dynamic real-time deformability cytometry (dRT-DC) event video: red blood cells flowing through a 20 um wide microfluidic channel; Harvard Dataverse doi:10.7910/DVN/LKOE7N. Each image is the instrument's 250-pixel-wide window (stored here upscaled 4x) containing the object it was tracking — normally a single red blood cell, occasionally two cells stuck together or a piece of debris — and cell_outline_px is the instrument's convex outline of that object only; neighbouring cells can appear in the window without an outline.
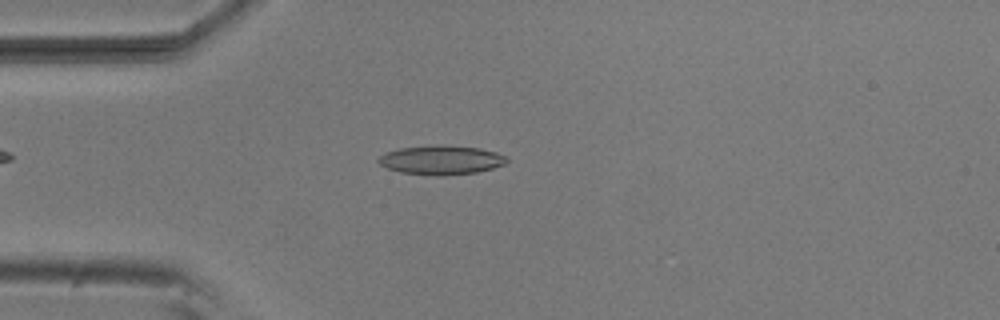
{"species": "common noctule bat (a hibernating species)", "species_latin": "Nyctalus noctula", "temperature_condition": "room temperature", "stored_images_in_passage": 49, "camera_frame_rate_fps": 3000, "um_per_image_px": 0.085, "animal": {"sex": "male", "body_mass_g": 20.5, "forearm_length_mm": 52.5}, "frame": {"image": 1, "passage_image": 10, "time_ms": 3.0, "image_size_px": [1000, 320], "cell_outline_px": [[508, 160], [504, 164], [492, 168], [476, 172], [444, 176], [436, 176], [400, 172], [388, 168], [380, 164], [376, 160], [380, 156], [388, 152], [400, 148], [480, 148], [496, 152], [508, 156]], "centroid_in_image_um": [37.53, 13.66], "position_along_channel_um": 47.5, "area_um2": 20.69}}
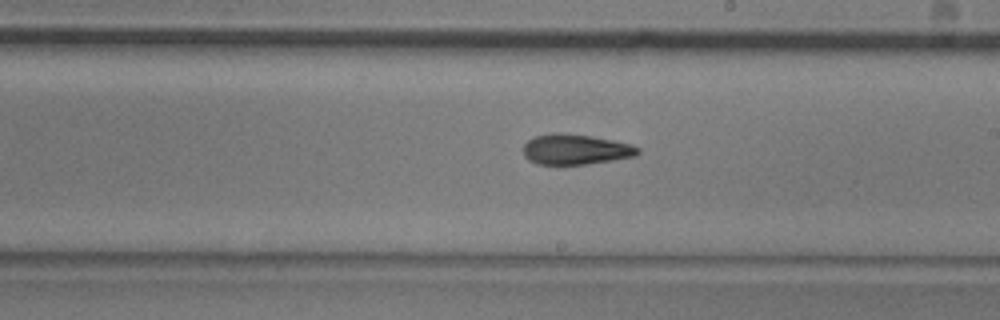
{"frame": {"image": 2, "passage_image": 26, "time_ms": 8.333, "image_size_px": [1000, 320], "cell_outline_px": [[640, 152], [636, 156], [612, 160], [556, 168], [536, 164], [528, 160], [524, 156], [524, 144], [528, 140], [536, 136], [592, 136], [612, 140], [628, 144], [640, 148]], "centroid_in_image_um": [48.9, 12.79], "position_along_channel_um": 240.1, "area_um2": 20.0}}
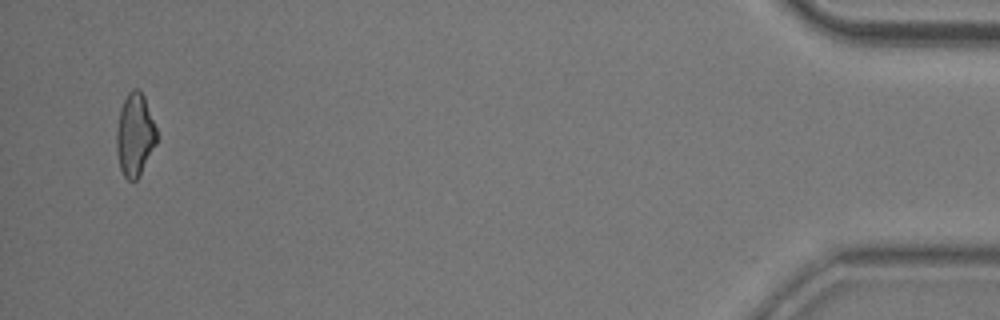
{"frame": {"image": 3, "passage_image": 47, "time_ms": 15.333, "image_size_px": [1000, 320], "cell_outline_px": [[160, 136], [140, 176], [136, 180], [128, 180], [124, 176], [120, 168], [116, 148], [116, 132], [120, 108], [128, 92], [132, 88], [140, 88], [144, 96]], "centroid_in_image_um": [11.49, 11.45], "position_along_channel_um": 423.7, "area_um2": 19.77}, "authors_computed_cell_mechanics": {"area_um2": 20.2878, "velocity_mm_per_s": 3.834, "shape_relaxation_time_tau1_ms": 5.8336, "shape_relaxation_time_tau2_ms": 6.1594, "deformation_change_tau1": 0.1528, "deformation_change_tau2": 0.1631}}